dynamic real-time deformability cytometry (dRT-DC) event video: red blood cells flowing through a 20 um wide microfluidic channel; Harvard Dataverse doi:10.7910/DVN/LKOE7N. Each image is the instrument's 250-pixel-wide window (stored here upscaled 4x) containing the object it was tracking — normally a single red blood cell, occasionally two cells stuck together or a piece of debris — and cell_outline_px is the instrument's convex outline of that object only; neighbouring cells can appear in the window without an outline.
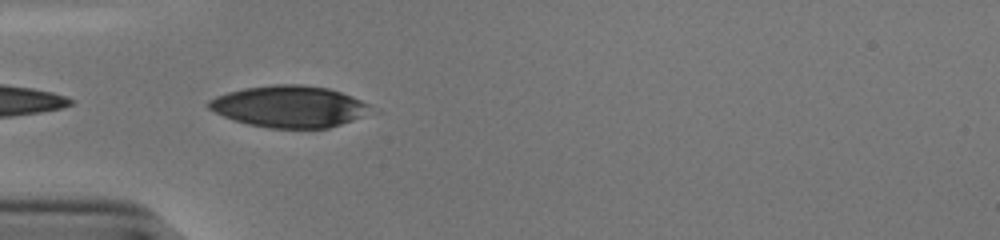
{"species": "human", "species_latin": "Homo sapiens", "temperature_condition": "cold", "stored_images_in_passage": 7, "camera_frame_rate_fps": 3000, "um_per_image_px": 0.085, "donor": {"sex": "male"}, "frame": {"image": 1, "passage_image": 1, "time_ms": 0.0, "image_size_px": [1000, 240], "cell_outline_px": [[372, 108], [368, 112], [352, 120], [328, 128], [268, 128], [248, 124], [224, 116], [208, 108], [208, 100], [216, 96], [228, 92], [244, 88], [276, 84], [300, 84], [328, 88], [352, 96], [368, 104]], "centroid_in_image_um": [24.56, 9.05], "position_along_channel_um": 60.4, "area_um2": 38.9}}
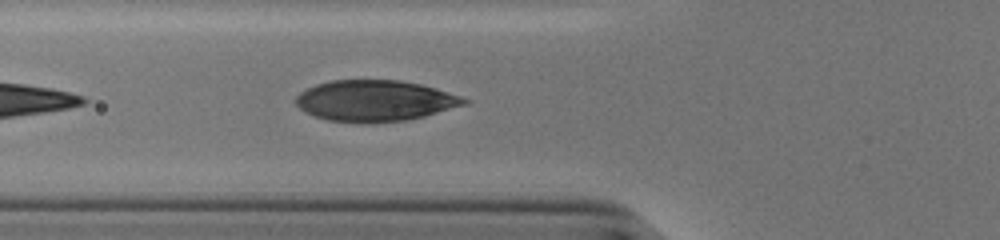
{"frame": {"image": 2, "passage_image": 4, "time_ms": 1.0, "image_size_px": [1000, 240], "cell_outline_px": [[472, 100], [468, 104], [424, 116], [404, 120], [328, 120], [316, 116], [300, 108], [296, 104], [296, 96], [300, 92], [316, 84], [332, 80], [400, 80], [420, 84], [436, 88]], "centroid_in_image_um": [31.92, 8.52], "position_along_channel_um": 93.9, "area_um2": 39.19}}